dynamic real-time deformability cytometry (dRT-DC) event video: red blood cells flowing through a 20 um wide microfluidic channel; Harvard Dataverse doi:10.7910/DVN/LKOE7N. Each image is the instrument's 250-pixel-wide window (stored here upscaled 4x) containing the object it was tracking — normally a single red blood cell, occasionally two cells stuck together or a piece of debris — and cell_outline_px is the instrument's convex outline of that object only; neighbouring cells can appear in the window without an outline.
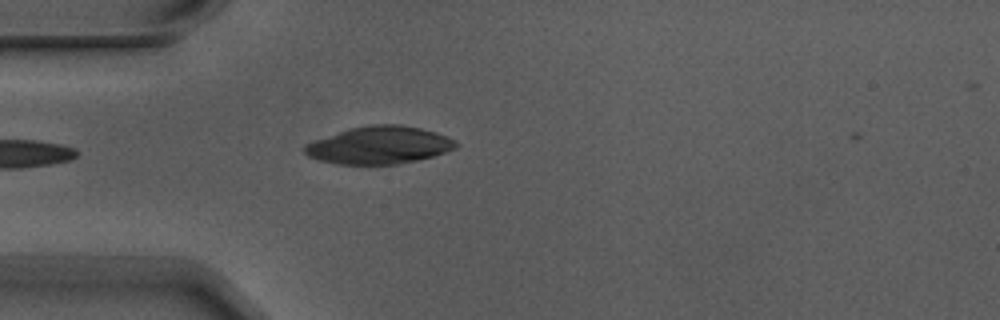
{"species": "Egyptian fruit bat (a non-hibernating species)", "species_latin": "Rousettus aegyptiacus", "temperature_condition": "warm", "stored_images_in_passage": 2, "camera_frame_rate_fps": 3000, "um_per_image_px": 0.085, "animal": {"sex": "male"}, "frame": {"image": 1, "passage_image": 2, "time_ms": 0.333, "image_size_px": [1000, 320], "cell_outline_px": [[460, 144], [456, 148], [432, 156], [416, 160], [396, 164], [336, 164], [320, 160], [308, 156], [304, 152], [304, 144], [348, 128], [372, 124], [400, 124], [420, 128], [436, 132], [448, 136], [456, 140]], "centroid_in_image_um": [32.25, 12.33], "position_along_channel_um": 52.8, "area_um2": 33.12}}